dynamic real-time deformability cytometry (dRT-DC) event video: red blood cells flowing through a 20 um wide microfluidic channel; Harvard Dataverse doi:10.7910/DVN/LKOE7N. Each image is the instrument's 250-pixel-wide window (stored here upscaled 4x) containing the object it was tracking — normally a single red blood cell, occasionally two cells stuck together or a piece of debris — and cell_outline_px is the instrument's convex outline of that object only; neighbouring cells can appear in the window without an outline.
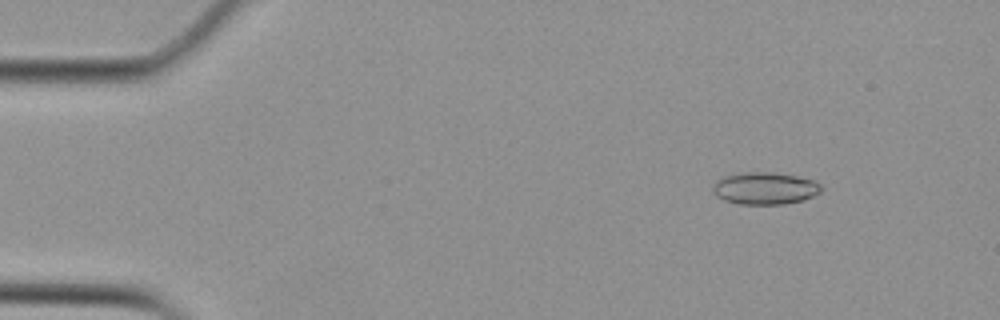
{"species": "Egyptian fruit bat (a non-hibernating species)", "species_latin": "Rousettus aegyptiacus", "temperature_condition": "cold", "stored_images_in_passage": 52, "camera_frame_rate_fps": 3000, "um_per_image_px": 0.085, "animal": {"sex": "female"}, "frame": {"image": 1, "passage_image": 4, "time_ms": 1.0, "image_size_px": [1000, 320], "cell_outline_px": [[824, 188], [820, 192], [804, 200], [784, 204], [740, 204], [724, 200], [716, 196], [712, 192], [712, 188], [716, 180], [720, 176], [744, 172], [776, 172], [816, 180]], "centroid_in_image_um": [65.01, 15.99], "position_along_channel_um": 20.0, "area_um2": 20.69}}
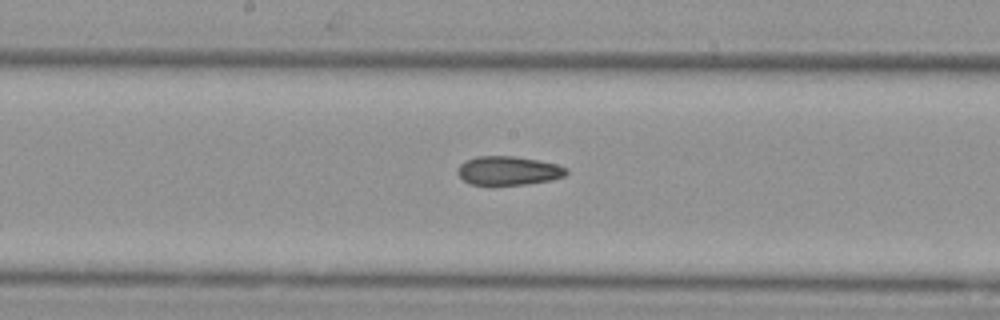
{"frame": {"image": 2, "passage_image": 26, "time_ms": 8.333, "image_size_px": [1000, 320], "cell_outline_px": [[568, 172], [564, 176], [552, 180], [524, 184], [472, 184], [464, 180], [456, 172], [460, 164], [464, 160], [476, 156], [512, 156], [536, 160], [556, 164], [568, 168]], "centroid_in_image_um": [43.2, 14.49], "position_along_channel_um": 205.0, "area_um2": 18.09}}
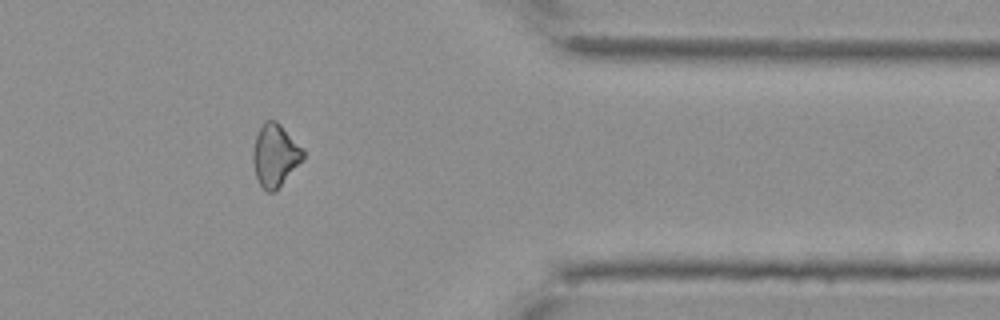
{"frame": {"image": 3, "passage_image": 42, "time_ms": 13.667, "image_size_px": [1000, 320], "cell_outline_px": [[304, 156], [280, 184], [272, 192], [268, 192], [260, 184], [256, 176], [252, 160], [252, 152], [256, 136], [264, 120], [276, 120], [304, 148]], "centroid_in_image_um": [23.36, 13.14], "position_along_channel_um": 388.0, "area_um2": 17.74}}